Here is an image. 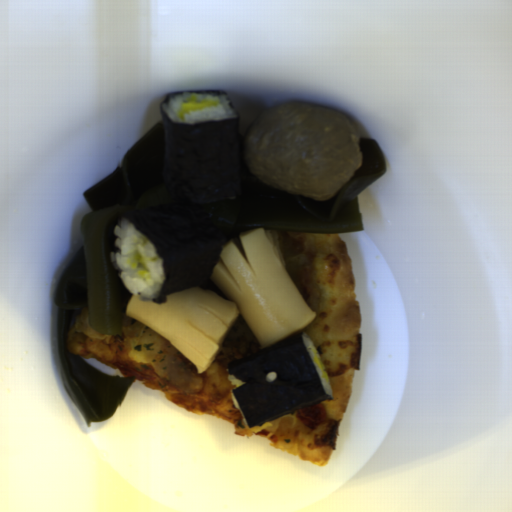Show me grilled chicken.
Here are the masks:
<instances>
[{"mask_svg": "<svg viewBox=\"0 0 512 512\" xmlns=\"http://www.w3.org/2000/svg\"><path fill=\"white\" fill-rule=\"evenodd\" d=\"M265 349H261L258 340L240 339L237 341H223L219 353L214 360L224 366L232 361L250 357Z\"/></svg>", "mask_w": 512, "mask_h": 512, "instance_id": "1", "label": "grilled chicken"}]
</instances>
